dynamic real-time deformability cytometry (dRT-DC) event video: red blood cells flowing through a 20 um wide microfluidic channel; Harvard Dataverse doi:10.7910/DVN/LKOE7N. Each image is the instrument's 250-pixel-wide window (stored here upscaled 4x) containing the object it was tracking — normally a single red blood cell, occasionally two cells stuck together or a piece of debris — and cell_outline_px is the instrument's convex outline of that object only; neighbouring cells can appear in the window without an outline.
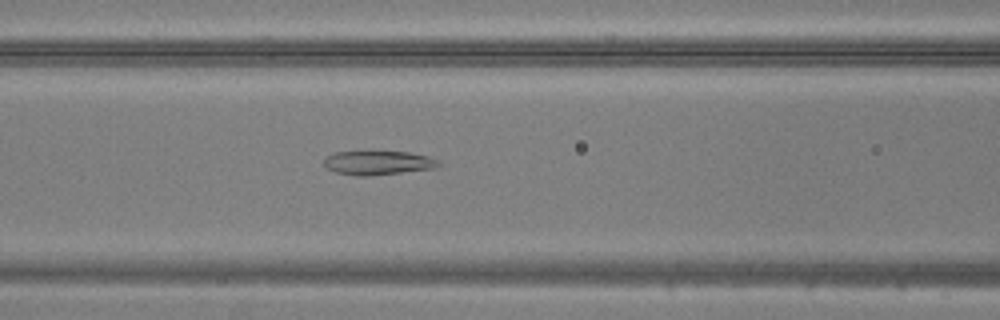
{"species": "common noctule bat (a hibernating species)", "species_latin": "Nyctalus noctula", "temperature_condition": "warm", "stored_images_in_passage": 38, "camera_frame_rate_fps": 3000, "um_per_image_px": 0.085, "animal": {"sex": "male", "body_mass_g": 20.5, "forearm_length_mm": 52.5}, "frame": {"image": 1, "passage_image": 9, "time_ms": 2.667, "image_size_px": [1000, 320], "cell_outline_px": [[440, 164], [436, 168], [368, 176], [356, 176], [336, 172], [328, 168], [324, 164], [324, 160], [328, 156], [336, 152], [408, 152], [428, 156], [436, 160]], "centroid_in_image_um": [32.13, 13.85], "position_along_channel_um": 134.5, "area_um2": 15.72}}
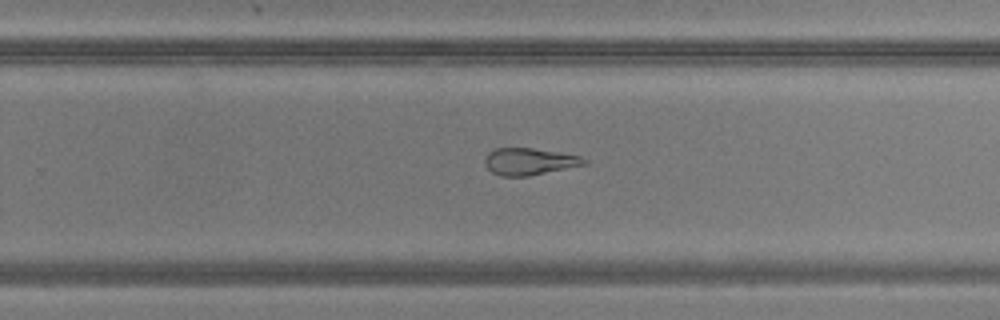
{"frame": {"image": 2, "passage_image": 20, "time_ms": 6.333, "image_size_px": [1000, 320], "cell_outline_px": [[588, 164], [528, 176], [500, 176], [492, 172], [484, 164], [484, 160], [488, 152], [496, 148], [532, 148], [580, 156], [588, 160]], "centroid_in_image_um": [44.98, 13.73], "position_along_channel_um": 284.8, "area_um2": 15.55}}
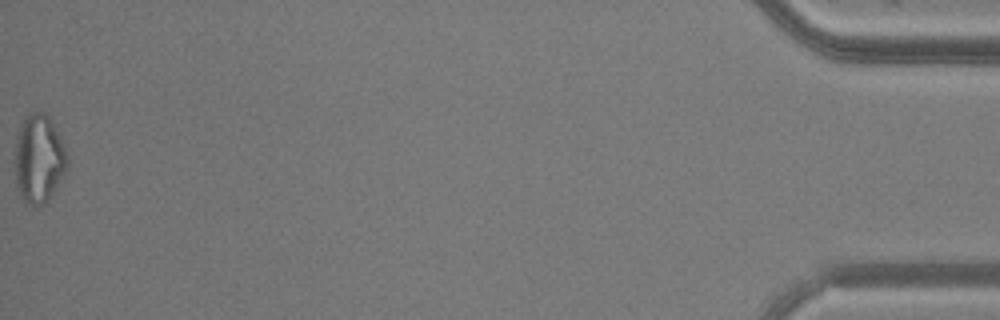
{"frame": {"image": 3, "passage_image": 38, "time_ms": 12.333, "image_size_px": [1000, 320], "cell_outline_px": [[68, 168], [48, 200], [36, 208], [28, 204], [20, 196], [16, 184], [16, 136], [20, 124], [28, 112], [44, 112], [48, 116], [60, 136], [64, 144], [68, 156]], "centroid_in_image_um": [3.31, 13.49], "position_along_channel_um": 431.9, "area_um2": 27.11}}